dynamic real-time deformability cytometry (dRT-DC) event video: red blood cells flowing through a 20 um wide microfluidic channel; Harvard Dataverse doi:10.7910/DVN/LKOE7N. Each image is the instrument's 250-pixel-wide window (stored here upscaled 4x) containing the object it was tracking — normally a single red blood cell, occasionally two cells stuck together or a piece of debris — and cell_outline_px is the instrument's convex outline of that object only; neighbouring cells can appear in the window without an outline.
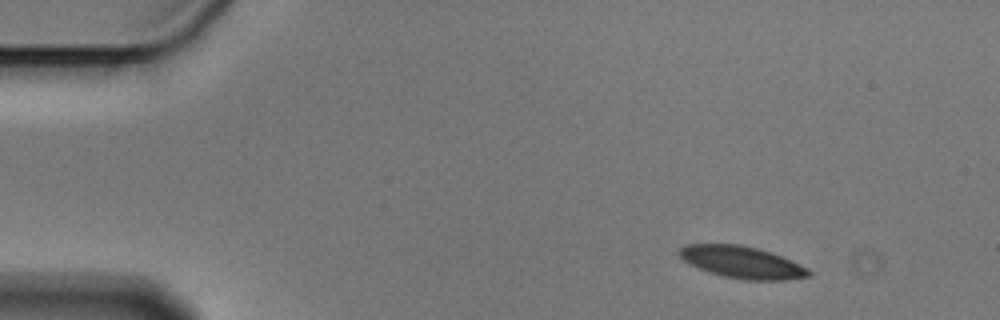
{"species": "Egyptian fruit bat (a non-hibernating species)", "species_latin": "Rousettus aegyptiacus", "temperature_condition": "cold", "stored_images_in_passage": 12, "camera_frame_rate_fps": 3000, "um_per_image_px": 0.085, "animal": {"sex": "male"}, "frame": {"image": 1, "passage_image": 1, "time_ms": 0.0, "image_size_px": [1000, 320], "cell_outline_px": [[812, 276], [788, 280], [748, 280], [724, 276], [708, 272], [684, 260], [676, 252], [684, 244], [740, 244], [772, 252], [792, 260], [808, 268], [812, 272]], "centroid_in_image_um": [63.11, 22.29], "position_along_channel_um": 21.9, "area_um2": 24.22}}
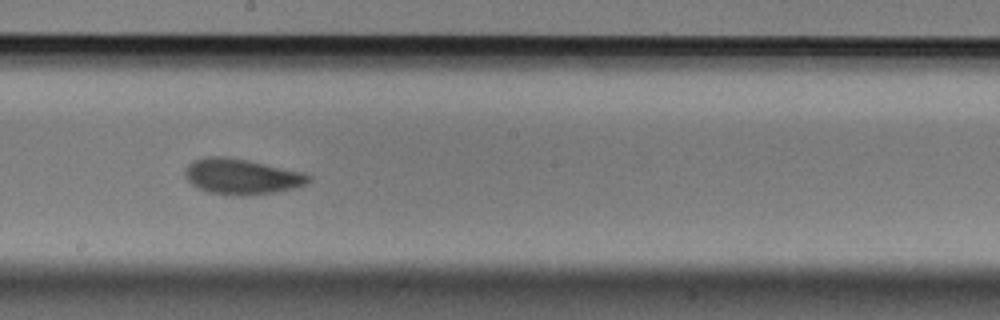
{"frame": {"image": 2, "passage_image": 7, "time_ms": 2.0, "image_size_px": [1000, 320], "cell_outline_px": [[312, 180], [308, 184], [292, 188], [272, 192], [244, 196], [232, 196], [208, 192], [192, 184], [184, 176], [184, 168], [192, 160], [208, 156], [224, 156], [248, 160], [304, 172], [312, 176]], "centroid_in_image_um": [20.53, 15.0], "position_along_channel_um": 227.7, "area_um2": 25.84}}
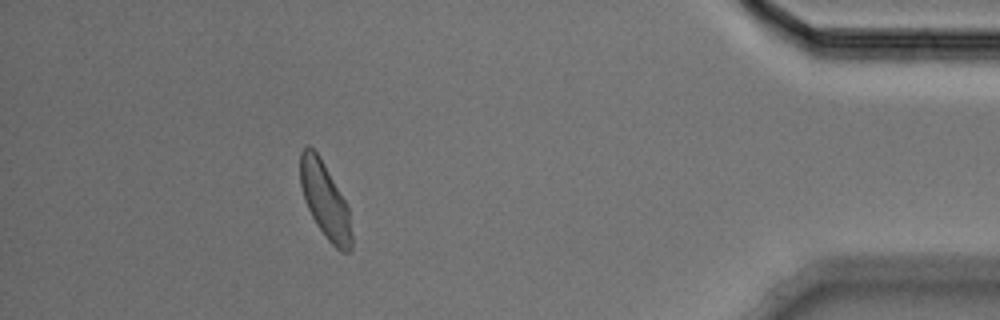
{"frame": {"image": 3, "passage_image": 12, "time_ms": 3.667, "image_size_px": [1000, 320], "cell_outline_px": [[352, 248], [348, 252], [340, 252], [328, 240], [316, 224], [304, 200], [300, 184], [300, 152], [308, 144], [320, 156], [344, 200], [348, 208], [352, 232]], "centroid_in_image_um": [27.62, 17.04], "position_along_channel_um": 407.6, "area_um2": 22.48}}